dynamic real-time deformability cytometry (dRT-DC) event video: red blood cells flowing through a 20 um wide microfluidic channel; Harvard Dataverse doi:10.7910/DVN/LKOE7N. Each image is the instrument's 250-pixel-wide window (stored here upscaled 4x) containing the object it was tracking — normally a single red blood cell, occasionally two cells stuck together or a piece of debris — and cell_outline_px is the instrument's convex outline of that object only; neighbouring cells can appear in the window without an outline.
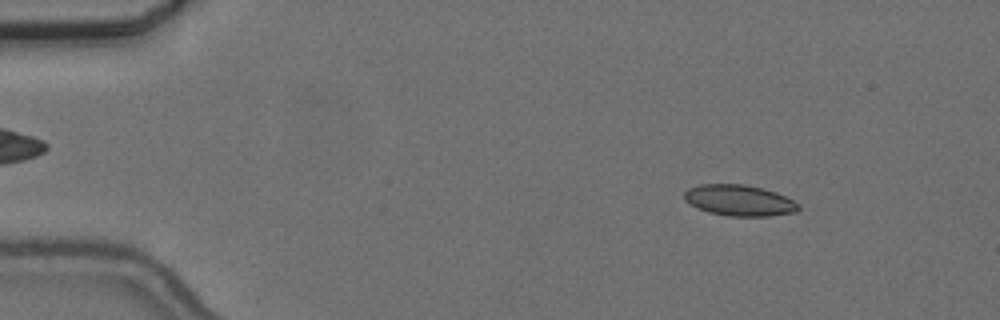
{"species": "common noctule bat (a hibernating species)", "species_latin": "Nyctalus noctula", "temperature_condition": "cold", "stored_images_in_passage": 17, "camera_frame_rate_fps": 3000, "um_per_image_px": 0.085, "animal": {"sex": "female", "body_mass_g": 24.6, "forearm_length_mm": 56.2}, "frame": {"image": 1, "passage_image": 7, "time_ms": 2.0, "image_size_px": [1000, 320], "cell_outline_px": [[800, 208], [796, 212], [772, 216], [728, 216], [708, 212], [696, 208], [688, 204], [684, 200], [684, 192], [688, 188], [700, 184], [744, 184], [776, 192], [800, 204]], "centroid_in_image_um": [62.81, 17.04], "position_along_channel_um": 22.2, "area_um2": 20.81}}
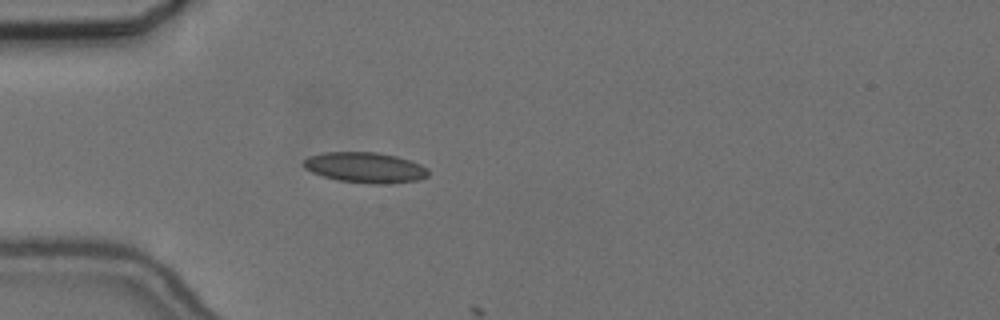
{"frame": {"image": 2, "passage_image": 16, "time_ms": 5.0, "image_size_px": [1000, 320], "cell_outline_px": [[428, 176], [416, 180], [388, 184], [368, 184], [336, 180], [312, 172], [304, 168], [304, 160], [308, 156], [324, 152], [376, 152], [396, 156], [420, 164], [428, 168]], "centroid_in_image_um": [31.03, 14.24], "position_along_channel_um": 54.0, "area_um2": 22.2}}